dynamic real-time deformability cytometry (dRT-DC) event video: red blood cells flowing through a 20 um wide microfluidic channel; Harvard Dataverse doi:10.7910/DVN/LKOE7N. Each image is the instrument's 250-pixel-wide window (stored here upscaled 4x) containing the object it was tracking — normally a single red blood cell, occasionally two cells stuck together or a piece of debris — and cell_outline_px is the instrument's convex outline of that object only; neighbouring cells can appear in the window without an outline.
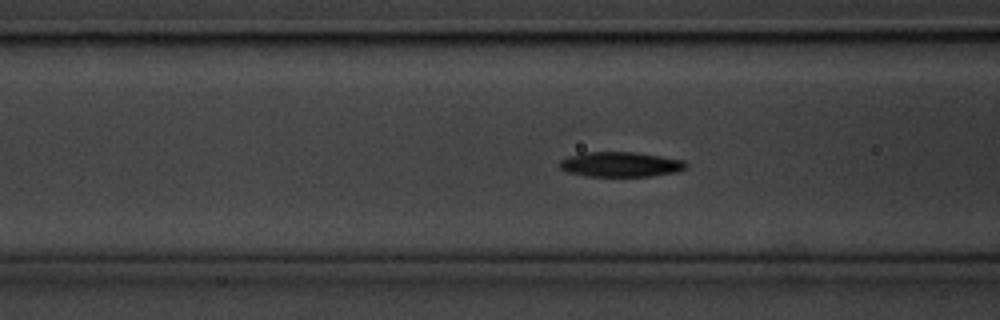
{"species": "common noctule bat (a hibernating species)", "species_latin": "Nyctalus noctula", "temperature_condition": "cold", "stored_images_in_passage": 57, "camera_frame_rate_fps": 3000, "um_per_image_px": 0.085, "animal": {"sex": "male", "body_mass_g": 20.1, "forearm_length_mm": 53.5}, "frame": {"image": 1, "passage_image": 21, "time_ms": 6.667, "image_size_px": [1000, 320], "cell_outline_px": [[688, 168], [676, 172], [652, 176], [588, 176], [568, 172], [560, 168], [560, 160], [568, 156], [584, 152], [632, 152], [660, 156], [684, 160], [688, 164]], "centroid_in_image_um": [52.77, 13.97], "position_along_channel_um": 113.8, "area_um2": 18.38}}
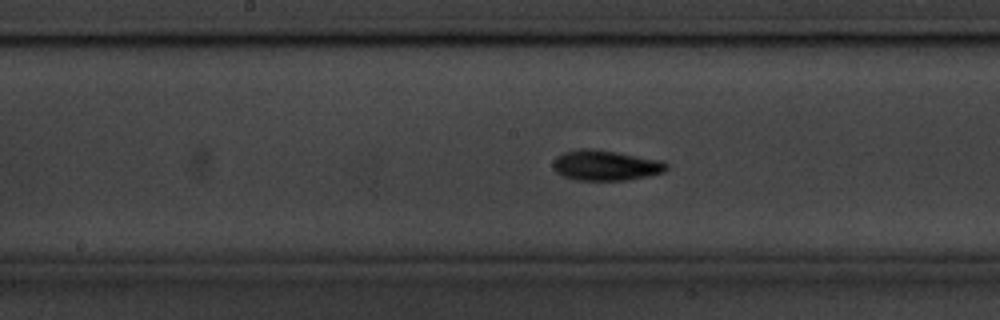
{"frame": {"image": 2, "passage_image": 28, "time_ms": 9.0, "image_size_px": [1000, 320], "cell_outline_px": [[668, 168], [664, 172], [648, 176], [624, 180], [576, 180], [564, 176], [556, 172], [552, 168], [552, 160], [556, 156], [564, 152], [580, 148], [592, 148], [616, 152], [660, 160], [668, 164]], "centroid_in_image_um": [51.43, 14.05], "position_along_channel_um": 196.8, "area_um2": 20.11}}
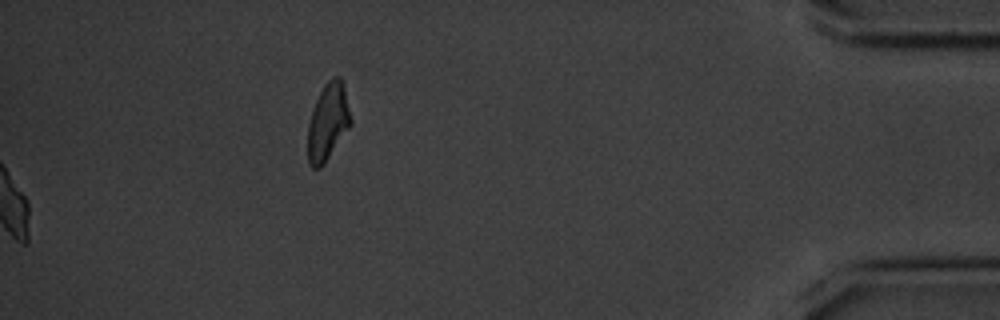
{"frame": {"image": 3, "passage_image": 57, "time_ms": 18.667, "image_size_px": [1000, 320], "cell_outline_px": [[352, 124], [324, 164], [320, 168], [312, 168], [308, 164], [308, 124], [312, 108], [324, 84], [332, 76], [340, 76], [344, 88], [352, 120]], "centroid_in_image_um": [27.87, 10.37], "position_along_channel_um": 407.3, "area_um2": 19.36}, "authors_computed_cell_mechanics": {"area_um2": 18.0336, "velocity_mm_per_s": 3.5414, "shape_relaxation_time_tau1_ms": 2.6001, "shape_relaxation_time_tau2_ms": 5.5195, "deformation_change_tau1": 0.1157, "deformation_change_tau2": 0.1052}}